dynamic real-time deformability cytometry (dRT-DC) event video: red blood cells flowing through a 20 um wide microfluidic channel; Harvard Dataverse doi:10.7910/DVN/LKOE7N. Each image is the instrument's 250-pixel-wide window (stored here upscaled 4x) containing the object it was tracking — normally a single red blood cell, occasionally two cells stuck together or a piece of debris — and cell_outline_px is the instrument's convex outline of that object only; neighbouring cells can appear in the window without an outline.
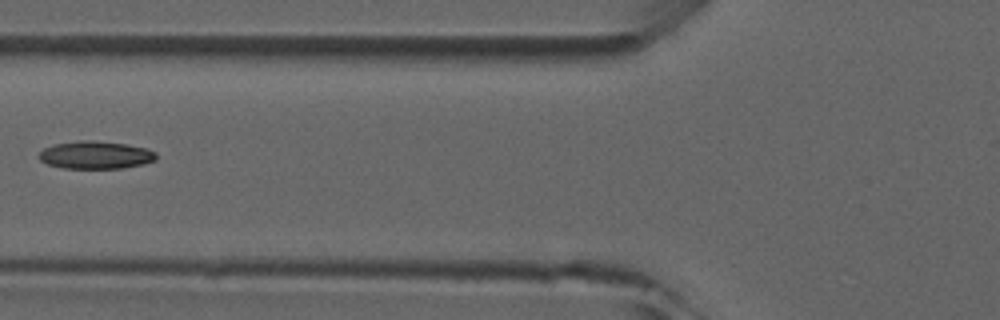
{"species": "common noctule bat (a hibernating species)", "species_latin": "Nyctalus noctula", "temperature_condition": "room temperature", "stored_images_in_passage": 4, "camera_frame_rate_fps": 3000, "um_per_image_px": 0.085, "animal": {"sex": "male", "forearm_length_mm": 52.5}, "frame": {"image": 1, "passage_image": 4, "time_ms": 3.333, "image_size_px": [1000, 320], "cell_outline_px": [[156, 160], [144, 164], [120, 168], [64, 168], [48, 164], [40, 160], [36, 156], [44, 148], [56, 144], [80, 140], [88, 140], [128, 144], [148, 148], [156, 152]], "centroid_in_image_um": [8.14, 13.17], "position_along_channel_um": 117.7, "area_um2": 18.96}}